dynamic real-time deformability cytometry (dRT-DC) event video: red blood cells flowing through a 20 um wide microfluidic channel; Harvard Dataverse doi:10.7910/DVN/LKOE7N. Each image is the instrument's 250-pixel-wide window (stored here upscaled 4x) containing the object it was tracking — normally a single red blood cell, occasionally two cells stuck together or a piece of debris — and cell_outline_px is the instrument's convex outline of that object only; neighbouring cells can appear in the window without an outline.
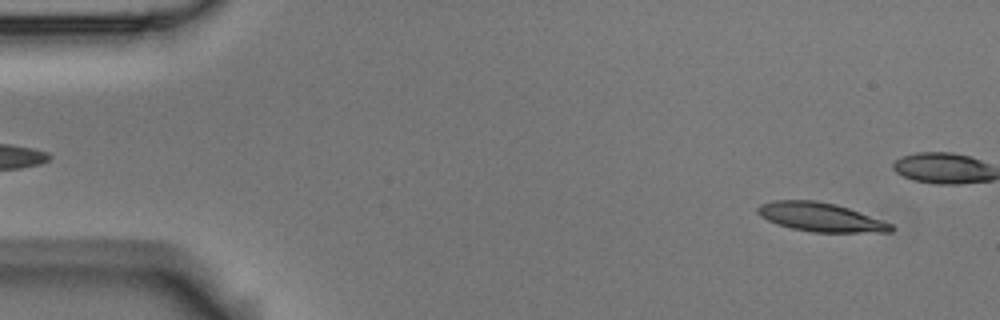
{"species": "Egyptian fruit bat (a non-hibernating species)", "species_latin": "Rousettus aegyptiacus", "temperature_condition": "room temperature", "stored_images_in_passage": 5, "segment_of_instrument_passage": [2, 2], "camera_frame_rate_fps": 3000, "um_per_image_px": 0.085, "animal": {"sex": "male"}, "frame": {"image": 1, "passage_image": 5, "time_ms": 1.333, "image_size_px": [1000, 320], "cell_outline_px": [[896, 228], [892, 232], [812, 232], [792, 228], [768, 220], [760, 216], [756, 212], [756, 208], [760, 204], [772, 200], [816, 200], [836, 204], [860, 212], [892, 224]], "centroid_in_image_um": [69.75, 18.45], "position_along_channel_um": 15.3, "area_um2": 22.37}}